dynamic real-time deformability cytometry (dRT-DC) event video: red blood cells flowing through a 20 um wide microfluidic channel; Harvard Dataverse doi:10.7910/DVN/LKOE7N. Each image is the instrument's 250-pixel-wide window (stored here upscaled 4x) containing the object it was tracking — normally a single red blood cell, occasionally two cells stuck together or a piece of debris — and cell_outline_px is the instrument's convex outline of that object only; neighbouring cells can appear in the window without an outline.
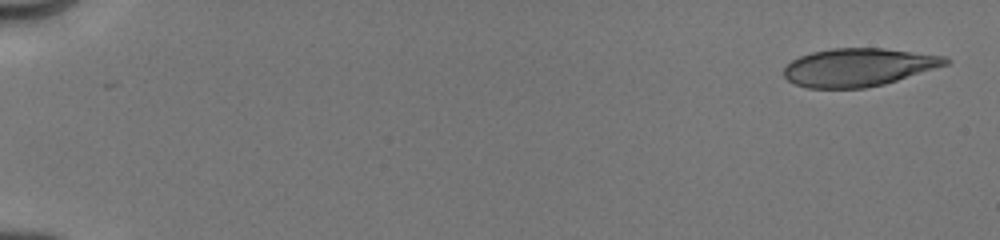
{"species": "human", "species_latin": "Homo sapiens", "temperature_condition": "cold", "stored_images_in_passage": 51, "camera_frame_rate_fps": 3000, "um_per_image_px": 0.085, "donor": {"sex": "male"}, "frame": {"image": 1, "passage_image": 1, "time_ms": 0.0, "image_size_px": [1000, 240], "cell_outline_px": [[952, 60], [948, 64], [884, 84], [864, 88], [808, 88], [796, 84], [788, 80], [784, 76], [784, 68], [792, 60], [800, 56], [812, 52], [832, 48], [884, 48], [948, 56]], "centroid_in_image_um": [72.99, 5.71], "position_along_channel_um": 12.0, "area_um2": 35.78}}
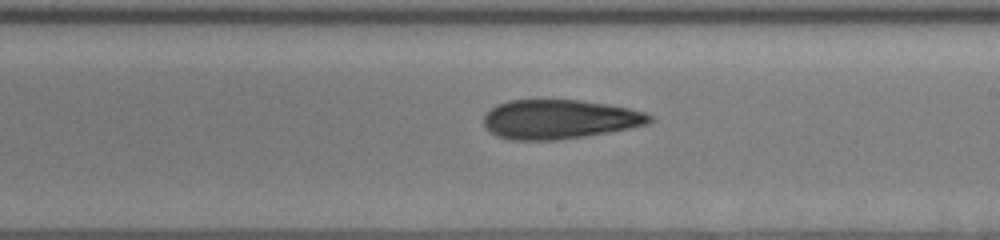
{"frame": {"image": 2, "passage_image": 26, "time_ms": 10.0, "image_size_px": [1000, 240], "cell_outline_px": [[656, 120], [648, 124], [608, 132], [584, 136], [556, 140], [512, 140], [496, 136], [488, 132], [484, 128], [484, 112], [496, 104], [508, 100], [580, 100], [628, 108], [644, 112], [652, 116]], "centroid_in_image_um": [47.49, 10.14], "position_along_channel_um": 241.5, "area_um2": 38.15}}
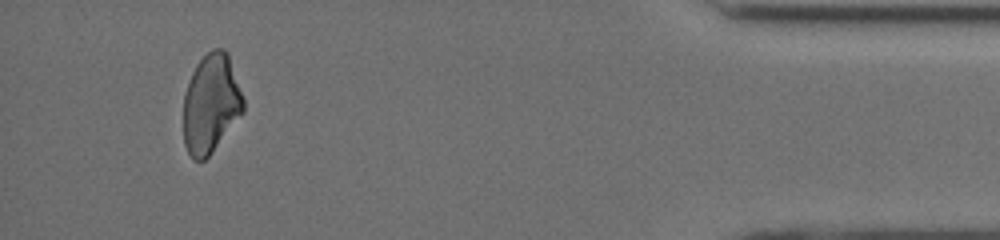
{"frame": {"image": 3, "passage_image": 47, "time_ms": 15.667, "image_size_px": [1000, 240], "cell_outline_px": [[244, 112], [208, 156], [204, 160], [192, 160], [184, 144], [184, 92], [192, 72], [196, 64], [212, 48], [224, 48], [228, 52], [244, 100]], "centroid_in_image_um": [17.93, 8.79], "position_along_channel_um": 417.3, "area_um2": 34.51}, "authors_computed_cell_mechanics": {"area_um2": 37.5122, "velocity_mm_per_s": 4.0381, "shape_relaxation_time_tau1_ms": 9.2751, "shape_relaxation_time_tau2_ms": 4.0618, "deformation_change_tau1": 0.1885, "deformation_change_tau2": 0.1259}}